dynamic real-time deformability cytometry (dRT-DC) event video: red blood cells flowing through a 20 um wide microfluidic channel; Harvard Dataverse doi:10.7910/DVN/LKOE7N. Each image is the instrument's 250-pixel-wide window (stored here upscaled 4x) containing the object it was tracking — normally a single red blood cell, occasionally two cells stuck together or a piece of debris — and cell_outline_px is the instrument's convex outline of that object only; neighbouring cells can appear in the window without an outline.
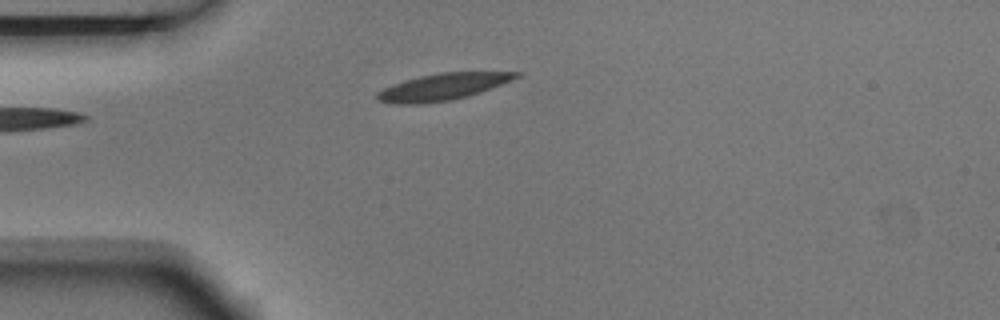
{"species": "Egyptian fruit bat (a non-hibernating species)", "species_latin": "Rousettus aegyptiacus", "temperature_condition": "room temperature", "stored_images_in_passage": 2, "camera_frame_rate_fps": 3000, "um_per_image_px": 0.085, "animal": {"sex": "male"}, "frame": {"image": 1, "passage_image": 2, "time_ms": 0.333, "image_size_px": [1000, 320], "cell_outline_px": [[524, 72], [520, 76], [480, 92], [468, 96], [452, 100], [424, 104], [396, 104], [380, 100], [376, 96], [376, 92], [392, 84], [404, 80], [420, 76], [440, 72]], "centroid_in_image_um": [37.61, 7.38], "position_along_channel_um": 47.4, "area_um2": 21.5}}